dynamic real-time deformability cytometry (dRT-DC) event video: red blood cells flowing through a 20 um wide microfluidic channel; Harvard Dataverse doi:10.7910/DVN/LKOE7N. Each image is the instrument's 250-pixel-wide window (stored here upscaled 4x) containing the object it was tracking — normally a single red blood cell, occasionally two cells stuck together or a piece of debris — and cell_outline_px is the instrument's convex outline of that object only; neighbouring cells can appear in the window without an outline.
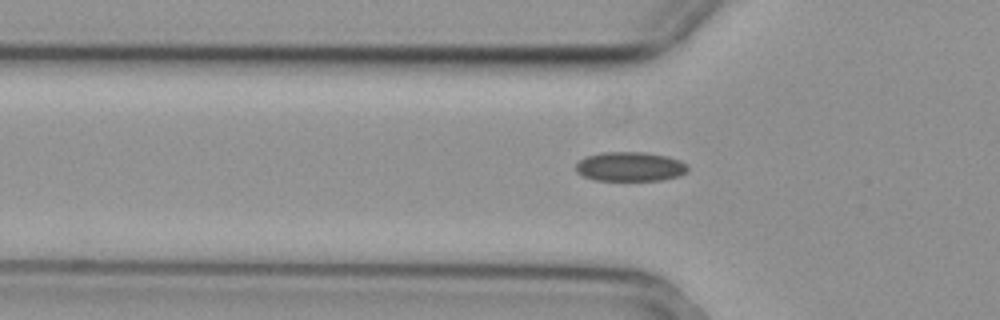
{"species": "common noctule bat (a hibernating species)", "species_latin": "Nyctalus noctula", "temperature_condition": "cold", "stored_images_in_passage": 39, "camera_frame_rate_fps": 3000, "um_per_image_px": 0.085, "animal": {"sex": "female", "body_mass_g": 29.2, "forearm_length_mm": 56.3}, "frame": {"image": 1, "passage_image": 8, "time_ms": 2.333, "image_size_px": [1000, 320], "cell_outline_px": [[688, 172], [680, 176], [660, 180], [592, 180], [576, 172], [576, 164], [580, 160], [588, 156], [600, 152], [644, 152], [668, 156], [680, 160], [688, 168]], "centroid_in_image_um": [53.56, 14.16], "position_along_channel_um": 72.2, "area_um2": 19.19}}
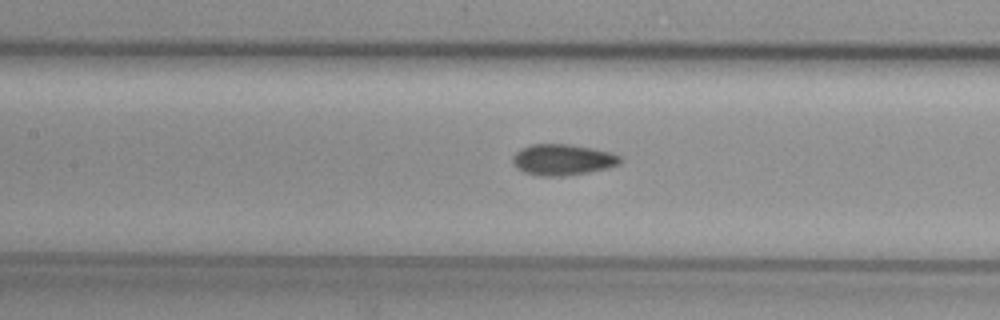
{"frame": {"image": 2, "passage_image": 15, "time_ms": 4.667, "image_size_px": [1000, 320], "cell_outline_px": [[620, 164], [608, 168], [588, 172], [560, 176], [540, 176], [524, 172], [516, 168], [512, 160], [512, 156], [520, 148], [532, 144], [572, 144], [612, 152], [620, 156]], "centroid_in_image_um": [47.81, 13.56], "position_along_channel_um": 159.6, "area_um2": 19.54}}
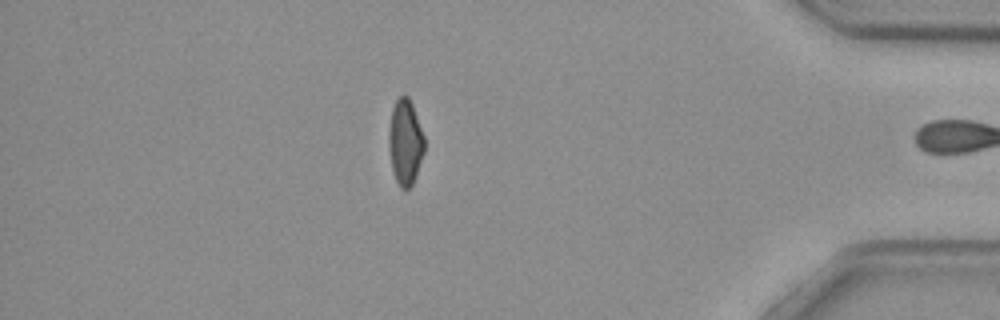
{"frame": {"image": 3, "passage_image": 38, "time_ms": 12.333, "image_size_px": [1000, 320], "cell_outline_px": [[424, 152], [412, 184], [408, 188], [400, 188], [396, 180], [392, 168], [388, 144], [388, 132], [392, 108], [396, 100], [400, 96], [408, 96], [412, 104], [424, 136]], "centroid_in_image_um": [34.43, 12.06], "position_along_channel_um": 400.8, "area_um2": 17.51}, "authors_computed_cell_mechanics": {"area_um2": 19.0162, "velocity_mm_per_s": 3.7053, "shape_relaxation_time_tau1_ms": null, "shape_relaxation_time_tau2_ms": 4.5286, "deformation_change_tau1": null, "deformation_change_tau2": 0.0835}}